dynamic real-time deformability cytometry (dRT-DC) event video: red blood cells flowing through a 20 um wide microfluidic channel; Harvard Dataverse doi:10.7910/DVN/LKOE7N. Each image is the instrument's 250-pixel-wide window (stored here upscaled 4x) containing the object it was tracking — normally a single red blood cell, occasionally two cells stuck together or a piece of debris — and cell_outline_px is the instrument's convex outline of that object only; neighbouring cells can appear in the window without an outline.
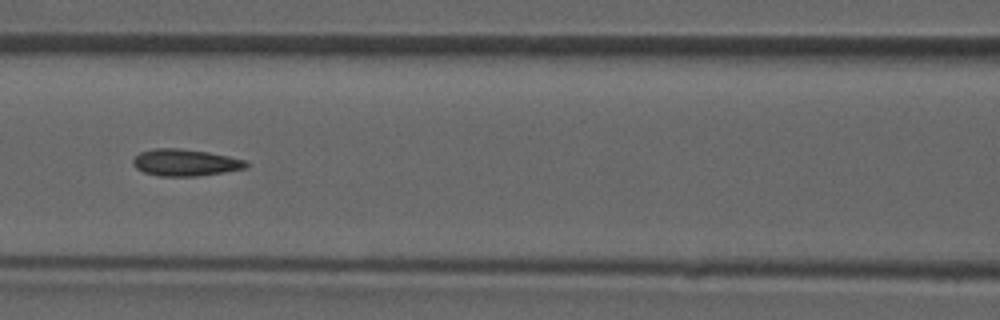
{"species": "common noctule bat (a hibernating species)", "species_latin": "Nyctalus noctula", "temperature_condition": "room temperature", "stored_images_in_passage": 48, "camera_frame_rate_fps": 3000, "um_per_image_px": 0.085, "animal": {"sex": "male", "forearm_length_mm": 52.5}, "frame": {"image": 1, "passage_image": 21, "time_ms": 6.667, "image_size_px": [1000, 320], "cell_outline_px": [[248, 168], [224, 172], [196, 176], [160, 176], [144, 172], [136, 168], [132, 164], [132, 160], [140, 152], [152, 148], [180, 148], [208, 152], [228, 156], [244, 160], [248, 164]], "centroid_in_image_um": [15.73, 13.81], "position_along_channel_um": 150.9, "area_um2": 17.69}}